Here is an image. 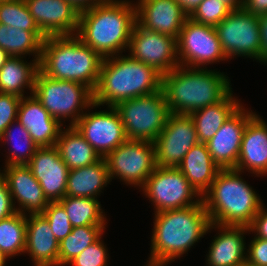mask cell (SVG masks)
<instances>
[{
    "label": "cell",
    "mask_w": 267,
    "mask_h": 266,
    "mask_svg": "<svg viewBox=\"0 0 267 266\" xmlns=\"http://www.w3.org/2000/svg\"><path fill=\"white\" fill-rule=\"evenodd\" d=\"M257 177L267 175V122L256 114L246 125L238 162L234 168Z\"/></svg>",
    "instance_id": "23"
},
{
    "label": "cell",
    "mask_w": 267,
    "mask_h": 266,
    "mask_svg": "<svg viewBox=\"0 0 267 266\" xmlns=\"http://www.w3.org/2000/svg\"><path fill=\"white\" fill-rule=\"evenodd\" d=\"M33 266H59V242L42 214L26 215L25 252Z\"/></svg>",
    "instance_id": "24"
},
{
    "label": "cell",
    "mask_w": 267,
    "mask_h": 266,
    "mask_svg": "<svg viewBox=\"0 0 267 266\" xmlns=\"http://www.w3.org/2000/svg\"><path fill=\"white\" fill-rule=\"evenodd\" d=\"M102 236L83 252L77 255L67 265L70 266H108L109 252L105 246Z\"/></svg>",
    "instance_id": "38"
},
{
    "label": "cell",
    "mask_w": 267,
    "mask_h": 266,
    "mask_svg": "<svg viewBox=\"0 0 267 266\" xmlns=\"http://www.w3.org/2000/svg\"><path fill=\"white\" fill-rule=\"evenodd\" d=\"M241 174L235 169H221L202 196L211 223L249 227L264 204Z\"/></svg>",
    "instance_id": "6"
},
{
    "label": "cell",
    "mask_w": 267,
    "mask_h": 266,
    "mask_svg": "<svg viewBox=\"0 0 267 266\" xmlns=\"http://www.w3.org/2000/svg\"><path fill=\"white\" fill-rule=\"evenodd\" d=\"M231 91L222 101L190 113L199 143H207L243 104Z\"/></svg>",
    "instance_id": "27"
},
{
    "label": "cell",
    "mask_w": 267,
    "mask_h": 266,
    "mask_svg": "<svg viewBox=\"0 0 267 266\" xmlns=\"http://www.w3.org/2000/svg\"><path fill=\"white\" fill-rule=\"evenodd\" d=\"M249 231L254 233L255 237L267 239V208L265 204L259 209L249 226Z\"/></svg>",
    "instance_id": "42"
},
{
    "label": "cell",
    "mask_w": 267,
    "mask_h": 266,
    "mask_svg": "<svg viewBox=\"0 0 267 266\" xmlns=\"http://www.w3.org/2000/svg\"><path fill=\"white\" fill-rule=\"evenodd\" d=\"M179 66L203 68L209 64L228 61L214 26L187 18L177 38Z\"/></svg>",
    "instance_id": "12"
},
{
    "label": "cell",
    "mask_w": 267,
    "mask_h": 266,
    "mask_svg": "<svg viewBox=\"0 0 267 266\" xmlns=\"http://www.w3.org/2000/svg\"><path fill=\"white\" fill-rule=\"evenodd\" d=\"M72 2L79 10L92 7L96 4L104 3L108 0H68Z\"/></svg>",
    "instance_id": "45"
},
{
    "label": "cell",
    "mask_w": 267,
    "mask_h": 266,
    "mask_svg": "<svg viewBox=\"0 0 267 266\" xmlns=\"http://www.w3.org/2000/svg\"><path fill=\"white\" fill-rule=\"evenodd\" d=\"M110 181L120 179L141 189L156 165L154 142L126 140L105 157Z\"/></svg>",
    "instance_id": "11"
},
{
    "label": "cell",
    "mask_w": 267,
    "mask_h": 266,
    "mask_svg": "<svg viewBox=\"0 0 267 266\" xmlns=\"http://www.w3.org/2000/svg\"><path fill=\"white\" fill-rule=\"evenodd\" d=\"M31 16L46 36L75 35L80 10L68 0H25Z\"/></svg>",
    "instance_id": "16"
},
{
    "label": "cell",
    "mask_w": 267,
    "mask_h": 266,
    "mask_svg": "<svg viewBox=\"0 0 267 266\" xmlns=\"http://www.w3.org/2000/svg\"><path fill=\"white\" fill-rule=\"evenodd\" d=\"M259 27L262 45V64L267 65V13L259 15Z\"/></svg>",
    "instance_id": "43"
},
{
    "label": "cell",
    "mask_w": 267,
    "mask_h": 266,
    "mask_svg": "<svg viewBox=\"0 0 267 266\" xmlns=\"http://www.w3.org/2000/svg\"><path fill=\"white\" fill-rule=\"evenodd\" d=\"M24 57H10L0 68V93L23 98L25 89L33 94L39 62H27Z\"/></svg>",
    "instance_id": "28"
},
{
    "label": "cell",
    "mask_w": 267,
    "mask_h": 266,
    "mask_svg": "<svg viewBox=\"0 0 267 266\" xmlns=\"http://www.w3.org/2000/svg\"><path fill=\"white\" fill-rule=\"evenodd\" d=\"M16 212L8 184L0 171V220L10 217Z\"/></svg>",
    "instance_id": "41"
},
{
    "label": "cell",
    "mask_w": 267,
    "mask_h": 266,
    "mask_svg": "<svg viewBox=\"0 0 267 266\" xmlns=\"http://www.w3.org/2000/svg\"><path fill=\"white\" fill-rule=\"evenodd\" d=\"M106 226H77L59 242V266H65L105 232Z\"/></svg>",
    "instance_id": "33"
},
{
    "label": "cell",
    "mask_w": 267,
    "mask_h": 266,
    "mask_svg": "<svg viewBox=\"0 0 267 266\" xmlns=\"http://www.w3.org/2000/svg\"><path fill=\"white\" fill-rule=\"evenodd\" d=\"M243 8L259 16L267 13V0H243Z\"/></svg>",
    "instance_id": "44"
},
{
    "label": "cell",
    "mask_w": 267,
    "mask_h": 266,
    "mask_svg": "<svg viewBox=\"0 0 267 266\" xmlns=\"http://www.w3.org/2000/svg\"><path fill=\"white\" fill-rule=\"evenodd\" d=\"M256 115L242 105L220 127L206 145L214 162L220 169H234L238 162L243 132L247 123Z\"/></svg>",
    "instance_id": "17"
},
{
    "label": "cell",
    "mask_w": 267,
    "mask_h": 266,
    "mask_svg": "<svg viewBox=\"0 0 267 266\" xmlns=\"http://www.w3.org/2000/svg\"><path fill=\"white\" fill-rule=\"evenodd\" d=\"M177 168L201 197L210 189L221 170L211 157L206 143L193 146Z\"/></svg>",
    "instance_id": "25"
},
{
    "label": "cell",
    "mask_w": 267,
    "mask_h": 266,
    "mask_svg": "<svg viewBox=\"0 0 267 266\" xmlns=\"http://www.w3.org/2000/svg\"><path fill=\"white\" fill-rule=\"evenodd\" d=\"M42 215L50 224L51 230L58 242L71 233L73 226L65 209L58 201L49 202Z\"/></svg>",
    "instance_id": "37"
},
{
    "label": "cell",
    "mask_w": 267,
    "mask_h": 266,
    "mask_svg": "<svg viewBox=\"0 0 267 266\" xmlns=\"http://www.w3.org/2000/svg\"><path fill=\"white\" fill-rule=\"evenodd\" d=\"M162 74L154 67L119 54L103 58L94 103L113 106L161 90Z\"/></svg>",
    "instance_id": "4"
},
{
    "label": "cell",
    "mask_w": 267,
    "mask_h": 266,
    "mask_svg": "<svg viewBox=\"0 0 267 266\" xmlns=\"http://www.w3.org/2000/svg\"><path fill=\"white\" fill-rule=\"evenodd\" d=\"M198 143L190 115L170 113L164 129L154 141L156 165L178 167L185 154Z\"/></svg>",
    "instance_id": "15"
},
{
    "label": "cell",
    "mask_w": 267,
    "mask_h": 266,
    "mask_svg": "<svg viewBox=\"0 0 267 266\" xmlns=\"http://www.w3.org/2000/svg\"><path fill=\"white\" fill-rule=\"evenodd\" d=\"M0 24L26 31H41L31 16L25 0L0 2Z\"/></svg>",
    "instance_id": "35"
},
{
    "label": "cell",
    "mask_w": 267,
    "mask_h": 266,
    "mask_svg": "<svg viewBox=\"0 0 267 266\" xmlns=\"http://www.w3.org/2000/svg\"><path fill=\"white\" fill-rule=\"evenodd\" d=\"M33 95L63 126L69 119V126H74L94 103V92L86 85L76 81L52 79L40 70L35 77Z\"/></svg>",
    "instance_id": "7"
},
{
    "label": "cell",
    "mask_w": 267,
    "mask_h": 266,
    "mask_svg": "<svg viewBox=\"0 0 267 266\" xmlns=\"http://www.w3.org/2000/svg\"><path fill=\"white\" fill-rule=\"evenodd\" d=\"M102 61L76 34L49 36L42 44L39 70L52 79L80 82L94 92Z\"/></svg>",
    "instance_id": "5"
},
{
    "label": "cell",
    "mask_w": 267,
    "mask_h": 266,
    "mask_svg": "<svg viewBox=\"0 0 267 266\" xmlns=\"http://www.w3.org/2000/svg\"><path fill=\"white\" fill-rule=\"evenodd\" d=\"M218 39L226 57L252 58L262 64L259 16L244 8L232 10L215 26Z\"/></svg>",
    "instance_id": "10"
},
{
    "label": "cell",
    "mask_w": 267,
    "mask_h": 266,
    "mask_svg": "<svg viewBox=\"0 0 267 266\" xmlns=\"http://www.w3.org/2000/svg\"><path fill=\"white\" fill-rule=\"evenodd\" d=\"M16 123V124H15ZM15 130H14V129ZM18 131V132H17ZM16 132L18 134H16ZM0 143L9 146L6 155L5 166L27 165L39 148L31 138L28 130L17 120L13 121L4 131ZM12 143V144H11ZM13 145V146H12Z\"/></svg>",
    "instance_id": "31"
},
{
    "label": "cell",
    "mask_w": 267,
    "mask_h": 266,
    "mask_svg": "<svg viewBox=\"0 0 267 266\" xmlns=\"http://www.w3.org/2000/svg\"><path fill=\"white\" fill-rule=\"evenodd\" d=\"M230 82L220 70L178 66L162 75L161 90L170 113L189 115L222 101L232 91Z\"/></svg>",
    "instance_id": "2"
},
{
    "label": "cell",
    "mask_w": 267,
    "mask_h": 266,
    "mask_svg": "<svg viewBox=\"0 0 267 266\" xmlns=\"http://www.w3.org/2000/svg\"><path fill=\"white\" fill-rule=\"evenodd\" d=\"M127 50L131 58L154 67L162 75L179 66L177 38L146 30L137 22Z\"/></svg>",
    "instance_id": "14"
},
{
    "label": "cell",
    "mask_w": 267,
    "mask_h": 266,
    "mask_svg": "<svg viewBox=\"0 0 267 266\" xmlns=\"http://www.w3.org/2000/svg\"><path fill=\"white\" fill-rule=\"evenodd\" d=\"M162 265L163 263L161 261H158L150 257L148 258L146 265L144 264V266H162Z\"/></svg>",
    "instance_id": "49"
},
{
    "label": "cell",
    "mask_w": 267,
    "mask_h": 266,
    "mask_svg": "<svg viewBox=\"0 0 267 266\" xmlns=\"http://www.w3.org/2000/svg\"><path fill=\"white\" fill-rule=\"evenodd\" d=\"M46 36L41 31H26L0 24V48L12 57L32 56L40 62L42 44Z\"/></svg>",
    "instance_id": "30"
},
{
    "label": "cell",
    "mask_w": 267,
    "mask_h": 266,
    "mask_svg": "<svg viewBox=\"0 0 267 266\" xmlns=\"http://www.w3.org/2000/svg\"><path fill=\"white\" fill-rule=\"evenodd\" d=\"M131 2L108 0L80 10L76 35L102 58L126 52L136 23V6Z\"/></svg>",
    "instance_id": "1"
},
{
    "label": "cell",
    "mask_w": 267,
    "mask_h": 266,
    "mask_svg": "<svg viewBox=\"0 0 267 266\" xmlns=\"http://www.w3.org/2000/svg\"><path fill=\"white\" fill-rule=\"evenodd\" d=\"M229 6L232 10L243 8V0H220Z\"/></svg>",
    "instance_id": "47"
},
{
    "label": "cell",
    "mask_w": 267,
    "mask_h": 266,
    "mask_svg": "<svg viewBox=\"0 0 267 266\" xmlns=\"http://www.w3.org/2000/svg\"><path fill=\"white\" fill-rule=\"evenodd\" d=\"M231 12L232 9L220 0H203L189 14V18L197 23L215 27Z\"/></svg>",
    "instance_id": "36"
},
{
    "label": "cell",
    "mask_w": 267,
    "mask_h": 266,
    "mask_svg": "<svg viewBox=\"0 0 267 266\" xmlns=\"http://www.w3.org/2000/svg\"><path fill=\"white\" fill-rule=\"evenodd\" d=\"M7 259L8 258L5 256V254L2 251H0V266H7L6 261H9Z\"/></svg>",
    "instance_id": "50"
},
{
    "label": "cell",
    "mask_w": 267,
    "mask_h": 266,
    "mask_svg": "<svg viewBox=\"0 0 267 266\" xmlns=\"http://www.w3.org/2000/svg\"><path fill=\"white\" fill-rule=\"evenodd\" d=\"M247 247L246 266H267V239L254 236Z\"/></svg>",
    "instance_id": "40"
},
{
    "label": "cell",
    "mask_w": 267,
    "mask_h": 266,
    "mask_svg": "<svg viewBox=\"0 0 267 266\" xmlns=\"http://www.w3.org/2000/svg\"><path fill=\"white\" fill-rule=\"evenodd\" d=\"M11 56L0 48V68L4 65V63L10 58Z\"/></svg>",
    "instance_id": "48"
},
{
    "label": "cell",
    "mask_w": 267,
    "mask_h": 266,
    "mask_svg": "<svg viewBox=\"0 0 267 266\" xmlns=\"http://www.w3.org/2000/svg\"><path fill=\"white\" fill-rule=\"evenodd\" d=\"M26 247V215L16 212L0 220V251L10 259L22 255Z\"/></svg>",
    "instance_id": "34"
},
{
    "label": "cell",
    "mask_w": 267,
    "mask_h": 266,
    "mask_svg": "<svg viewBox=\"0 0 267 266\" xmlns=\"http://www.w3.org/2000/svg\"><path fill=\"white\" fill-rule=\"evenodd\" d=\"M189 15L203 0H176Z\"/></svg>",
    "instance_id": "46"
},
{
    "label": "cell",
    "mask_w": 267,
    "mask_h": 266,
    "mask_svg": "<svg viewBox=\"0 0 267 266\" xmlns=\"http://www.w3.org/2000/svg\"><path fill=\"white\" fill-rule=\"evenodd\" d=\"M20 100L21 97L0 93V138L6 128L17 120Z\"/></svg>",
    "instance_id": "39"
},
{
    "label": "cell",
    "mask_w": 267,
    "mask_h": 266,
    "mask_svg": "<svg viewBox=\"0 0 267 266\" xmlns=\"http://www.w3.org/2000/svg\"><path fill=\"white\" fill-rule=\"evenodd\" d=\"M217 230L206 254L207 266H245L247 243L245 234H250L246 226H223L210 223L208 232ZM216 236V237H215Z\"/></svg>",
    "instance_id": "21"
},
{
    "label": "cell",
    "mask_w": 267,
    "mask_h": 266,
    "mask_svg": "<svg viewBox=\"0 0 267 266\" xmlns=\"http://www.w3.org/2000/svg\"><path fill=\"white\" fill-rule=\"evenodd\" d=\"M150 258L170 264L188 254L208 233L209 215L203 201L182 209L154 213Z\"/></svg>",
    "instance_id": "3"
},
{
    "label": "cell",
    "mask_w": 267,
    "mask_h": 266,
    "mask_svg": "<svg viewBox=\"0 0 267 266\" xmlns=\"http://www.w3.org/2000/svg\"><path fill=\"white\" fill-rule=\"evenodd\" d=\"M98 107V104L93 103L74 126L99 156L105 158L125 142L127 137L117 109L108 106V110H89Z\"/></svg>",
    "instance_id": "13"
},
{
    "label": "cell",
    "mask_w": 267,
    "mask_h": 266,
    "mask_svg": "<svg viewBox=\"0 0 267 266\" xmlns=\"http://www.w3.org/2000/svg\"><path fill=\"white\" fill-rule=\"evenodd\" d=\"M105 158L98 162L69 170L65 196L96 198L110 184Z\"/></svg>",
    "instance_id": "26"
},
{
    "label": "cell",
    "mask_w": 267,
    "mask_h": 266,
    "mask_svg": "<svg viewBox=\"0 0 267 266\" xmlns=\"http://www.w3.org/2000/svg\"><path fill=\"white\" fill-rule=\"evenodd\" d=\"M17 121L24 126L38 147L56 146L63 124L53 118L31 94L21 98Z\"/></svg>",
    "instance_id": "22"
},
{
    "label": "cell",
    "mask_w": 267,
    "mask_h": 266,
    "mask_svg": "<svg viewBox=\"0 0 267 266\" xmlns=\"http://www.w3.org/2000/svg\"><path fill=\"white\" fill-rule=\"evenodd\" d=\"M0 171L6 179L17 212L23 215L44 212L49 201L27 165L4 166L3 170L0 168ZM16 203H18L17 206H15Z\"/></svg>",
    "instance_id": "19"
},
{
    "label": "cell",
    "mask_w": 267,
    "mask_h": 266,
    "mask_svg": "<svg viewBox=\"0 0 267 266\" xmlns=\"http://www.w3.org/2000/svg\"><path fill=\"white\" fill-rule=\"evenodd\" d=\"M138 1V2H137ZM136 22L149 31L178 38L189 15L176 0H137Z\"/></svg>",
    "instance_id": "20"
},
{
    "label": "cell",
    "mask_w": 267,
    "mask_h": 266,
    "mask_svg": "<svg viewBox=\"0 0 267 266\" xmlns=\"http://www.w3.org/2000/svg\"><path fill=\"white\" fill-rule=\"evenodd\" d=\"M56 147L69 170L92 165L101 159L75 126L62 128Z\"/></svg>",
    "instance_id": "29"
},
{
    "label": "cell",
    "mask_w": 267,
    "mask_h": 266,
    "mask_svg": "<svg viewBox=\"0 0 267 266\" xmlns=\"http://www.w3.org/2000/svg\"><path fill=\"white\" fill-rule=\"evenodd\" d=\"M141 190L155 213L197 205L202 200L177 167L157 166Z\"/></svg>",
    "instance_id": "9"
},
{
    "label": "cell",
    "mask_w": 267,
    "mask_h": 266,
    "mask_svg": "<svg viewBox=\"0 0 267 266\" xmlns=\"http://www.w3.org/2000/svg\"><path fill=\"white\" fill-rule=\"evenodd\" d=\"M58 202L65 209L73 227L108 224L101 202L96 198L65 196Z\"/></svg>",
    "instance_id": "32"
},
{
    "label": "cell",
    "mask_w": 267,
    "mask_h": 266,
    "mask_svg": "<svg viewBox=\"0 0 267 266\" xmlns=\"http://www.w3.org/2000/svg\"><path fill=\"white\" fill-rule=\"evenodd\" d=\"M115 108L128 140L154 142L164 129L170 114L162 90L122 101Z\"/></svg>",
    "instance_id": "8"
},
{
    "label": "cell",
    "mask_w": 267,
    "mask_h": 266,
    "mask_svg": "<svg viewBox=\"0 0 267 266\" xmlns=\"http://www.w3.org/2000/svg\"><path fill=\"white\" fill-rule=\"evenodd\" d=\"M27 166L49 202L65 197L69 168L61 159L56 146L39 147Z\"/></svg>",
    "instance_id": "18"
}]
</instances>
